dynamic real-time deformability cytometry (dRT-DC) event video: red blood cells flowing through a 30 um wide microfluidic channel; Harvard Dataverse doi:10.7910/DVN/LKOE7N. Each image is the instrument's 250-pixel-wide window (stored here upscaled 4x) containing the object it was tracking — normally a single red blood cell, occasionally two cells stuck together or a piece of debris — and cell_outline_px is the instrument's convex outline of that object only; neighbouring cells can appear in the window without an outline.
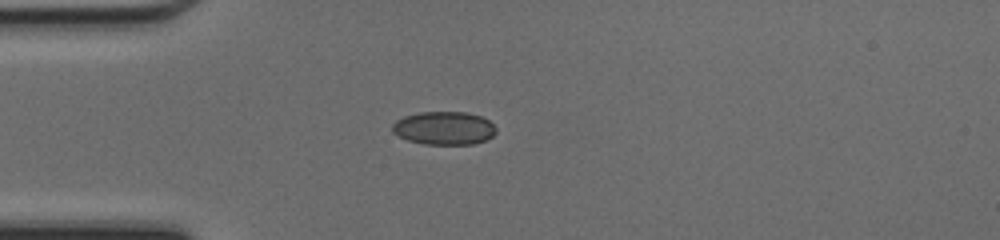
{"species": "common noctule bat (a hibernating species)", "species_latin": "Nyctalus noctula", "temperature_condition": "cold", "stored_images_in_passage": 36, "camera_frame_rate_fps": 3000, "um_per_image_px": 0.085, "animal": {"sex": "female", "body_mass_g": 17.0, "forearm_length_mm": 48.0}, "frame": {"image": 1, "passage_image": 1, "time_ms": 0.0, "image_size_px": [1000, 240], "cell_outline_px": [[496, 132], [488, 140], [472, 144], [424, 144], [408, 140], [392, 132], [392, 124], [396, 120], [404, 116], [420, 112], [468, 112], [480, 116], [488, 120], [496, 128]], "centroid_in_image_um": [37.75, 10.89], "position_along_channel_um": 47.3, "area_um2": 20.11}}
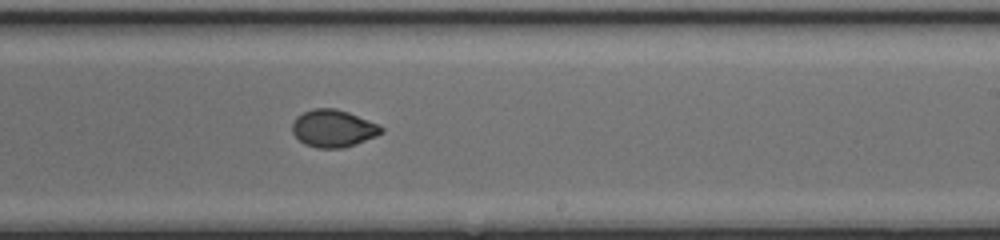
{"frame": {"image": 2, "passage_image": 17, "time_ms": 5.333, "image_size_px": [1000, 240], "cell_outline_px": [[384, 132], [376, 136], [356, 144], [344, 148], [316, 148], [304, 144], [292, 132], [292, 124], [296, 116], [312, 108], [336, 108], [348, 112], [380, 124], [384, 128]], "centroid_in_image_um": [28.34, 10.91], "position_along_channel_um": 260.7, "area_um2": 19.59}}
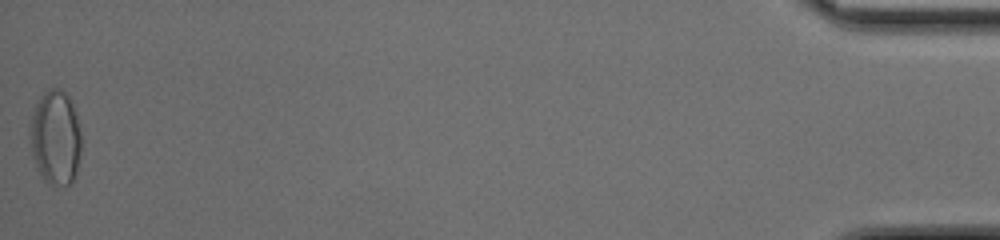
{"frame": {"image": 3, "passage_image": 36, "time_ms": 11.667, "image_size_px": [1000, 240], "cell_outline_px": [[80, 152], [76, 172], [72, 180], [68, 184], [48, 184], [44, 180], [36, 168], [32, 156], [28, 132], [32, 116], [36, 104], [40, 96], [48, 88], [60, 88], [68, 96], [72, 104], [76, 116], [80, 132]], "centroid_in_image_um": [4.68, 11.68], "position_along_channel_um": 430.5, "area_um2": 28.21}, "authors_computed_cell_mechanics": {"area_um2": 19.9121, "velocity_mm_per_s": 4.286, "shape_relaxation_time_tau1_ms": 8.2835, "shape_relaxation_time_tau2_ms": null, "deformation_change_tau1": 0.21, "deformation_change_tau2": null}}